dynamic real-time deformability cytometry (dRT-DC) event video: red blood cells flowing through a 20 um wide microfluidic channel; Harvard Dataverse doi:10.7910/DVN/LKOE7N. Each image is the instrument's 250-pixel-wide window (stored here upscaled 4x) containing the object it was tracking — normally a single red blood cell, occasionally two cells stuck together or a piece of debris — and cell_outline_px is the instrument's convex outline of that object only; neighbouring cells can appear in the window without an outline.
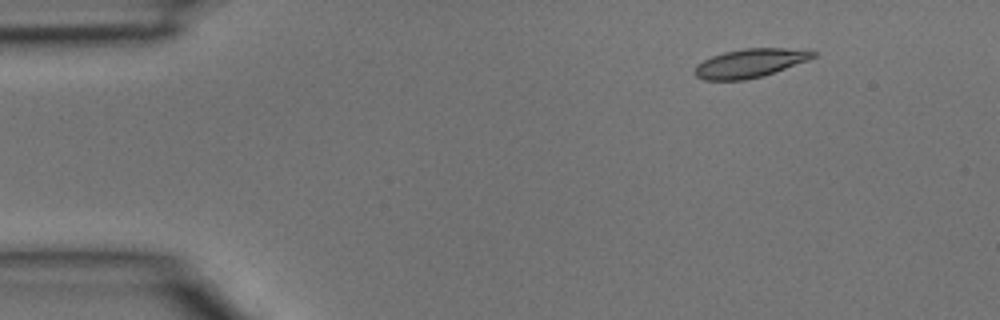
{"species": "common noctule bat (a hibernating species)", "species_latin": "Nyctalus noctula", "temperature_condition": "room temperature", "stored_images_in_passage": 5, "segment_of_instrument_passage": [2, 2], "camera_frame_rate_fps": 3000, "um_per_image_px": 0.085, "animal": {"sex": "male", "body_mass_g": 15.6}, "frame": {"image": 1, "passage_image": 5, "time_ms": 1.333, "image_size_px": [1000, 320], "cell_outline_px": [[816, 56], [808, 60], [760, 76], [744, 80], [704, 80], [696, 76], [696, 64], [712, 56], [724, 52], [744, 48], [808, 48], [816, 52]], "centroid_in_image_um": [63.79, 5.34], "position_along_channel_um": 21.2, "area_um2": 19.65}}